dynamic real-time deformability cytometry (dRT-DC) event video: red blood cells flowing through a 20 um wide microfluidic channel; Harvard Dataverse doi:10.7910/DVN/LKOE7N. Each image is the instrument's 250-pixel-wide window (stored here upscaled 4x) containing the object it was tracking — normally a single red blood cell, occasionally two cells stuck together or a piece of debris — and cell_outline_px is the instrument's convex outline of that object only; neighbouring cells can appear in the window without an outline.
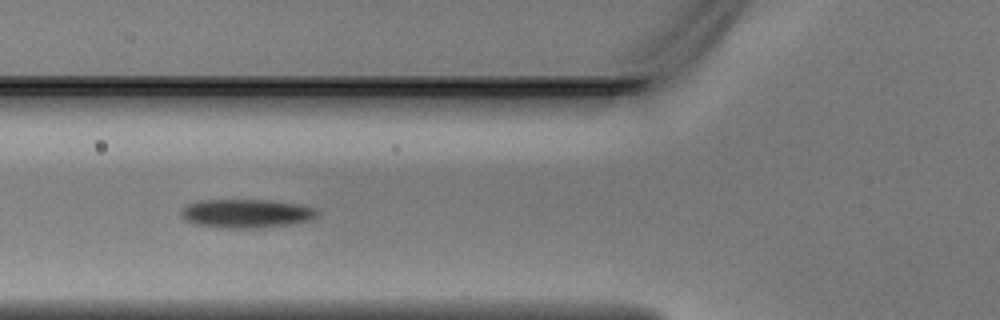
{"species": "Egyptian fruit bat (a non-hibernating species)", "species_latin": "Rousettus aegyptiacus", "temperature_condition": "warm", "stored_images_in_passage": 4, "camera_frame_rate_fps": 3000, "um_per_image_px": 0.085, "animal": {"sex": "male"}, "frame": {"image": 1, "passage_image": 4, "time_ms": 1.0, "image_size_px": [1000, 320], "cell_outline_px": [[320, 212], [312, 220], [284, 224], [252, 228], [220, 228], [196, 224], [184, 220], [180, 216], [180, 208], [188, 204], [200, 200], [272, 200], [300, 204], [316, 208]], "centroid_in_image_um": [20.9, 18.13], "position_along_channel_um": 104.9, "area_um2": 22.89}}